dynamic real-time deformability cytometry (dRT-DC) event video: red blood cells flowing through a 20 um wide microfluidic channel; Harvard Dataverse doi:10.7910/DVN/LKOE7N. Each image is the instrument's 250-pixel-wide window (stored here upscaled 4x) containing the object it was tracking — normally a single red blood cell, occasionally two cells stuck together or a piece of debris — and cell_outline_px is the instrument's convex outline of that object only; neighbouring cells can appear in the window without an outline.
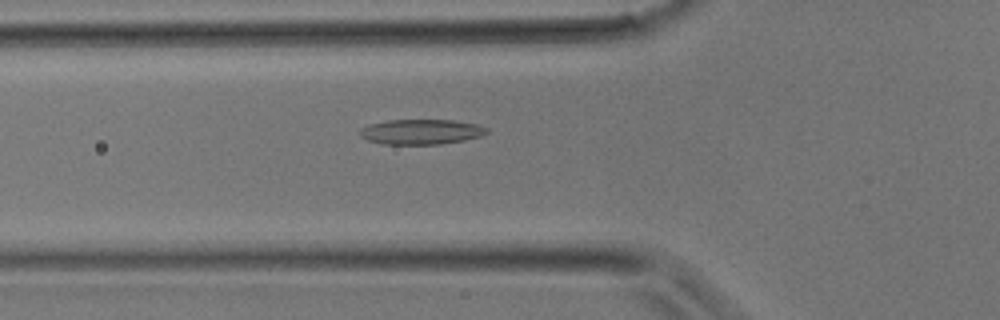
{"species": "common noctule bat (a hibernating species)", "species_latin": "Nyctalus noctula", "temperature_condition": "room temperature", "stored_images_in_passage": 7, "camera_frame_rate_fps": 3000, "um_per_image_px": 0.085, "animal": {"sex": "male", "body_mass_g": 17.9}, "frame": {"image": 1, "passage_image": 4, "time_ms": 1.0, "image_size_px": [1000, 320], "cell_outline_px": [[488, 132], [484, 136], [464, 140], [440, 144], [380, 144], [368, 140], [360, 136], [360, 128], [368, 124], [388, 120], [452, 120], [476, 124], [488, 128]], "centroid_in_image_um": [35.79, 11.2], "position_along_channel_um": 90.0, "area_um2": 18.67}}
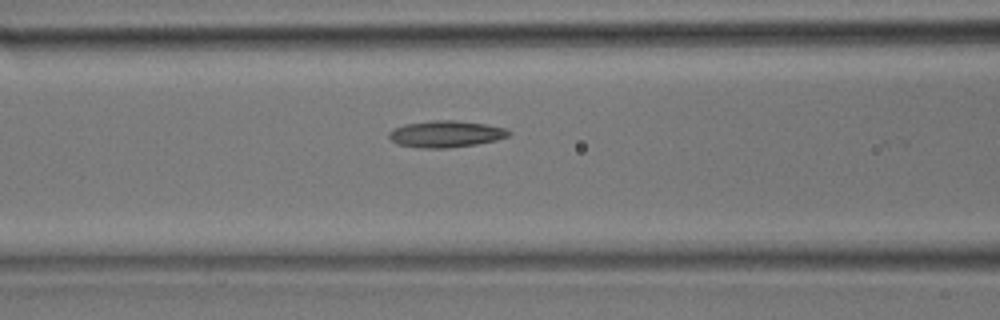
{"frame": {"image": 2, "passage_image": 6, "time_ms": 1.667, "image_size_px": [1000, 320], "cell_outline_px": [[512, 132], [508, 136], [496, 140], [476, 144], [448, 148], [420, 148], [400, 144], [392, 140], [388, 136], [388, 132], [392, 128], [404, 124], [432, 120], [456, 120], [484, 124], [508, 128]], "centroid_in_image_um": [37.9, 11.38], "position_along_channel_um": 128.7, "area_um2": 18.67}}